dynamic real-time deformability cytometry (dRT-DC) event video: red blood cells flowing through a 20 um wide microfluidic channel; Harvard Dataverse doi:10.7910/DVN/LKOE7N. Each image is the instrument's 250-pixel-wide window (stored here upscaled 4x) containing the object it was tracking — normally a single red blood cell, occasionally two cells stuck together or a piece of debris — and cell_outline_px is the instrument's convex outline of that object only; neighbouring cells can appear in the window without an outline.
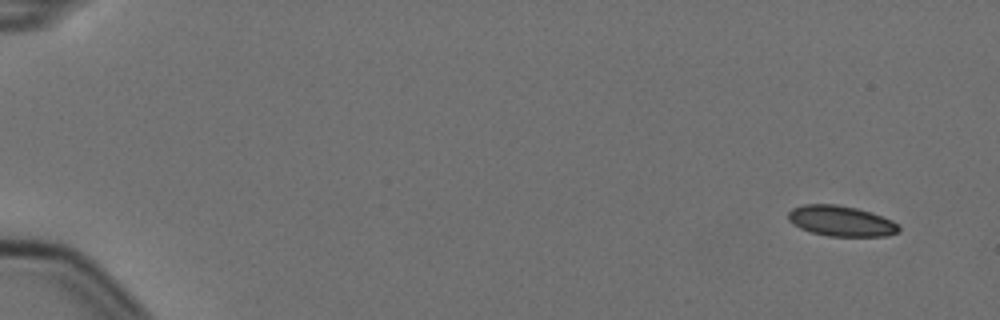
{"species": "Egyptian fruit bat (a non-hibernating species)", "species_latin": "Rousettus aegyptiacus", "temperature_condition": "cold", "stored_images_in_passage": 5, "camera_frame_rate_fps": 3000, "um_per_image_px": 0.085, "animal": {"sex": "female"}, "frame": {"image": 1, "passage_image": 1, "time_ms": 0.0, "image_size_px": [1000, 320], "cell_outline_px": [[900, 232], [888, 236], [828, 236], [812, 232], [800, 228], [792, 224], [788, 220], [788, 212], [792, 208], [804, 204], [836, 204], [856, 208], [872, 212], [892, 220], [900, 224]], "centroid_in_image_um": [71.51, 18.78], "position_along_channel_um": 13.5, "area_um2": 19.88}}
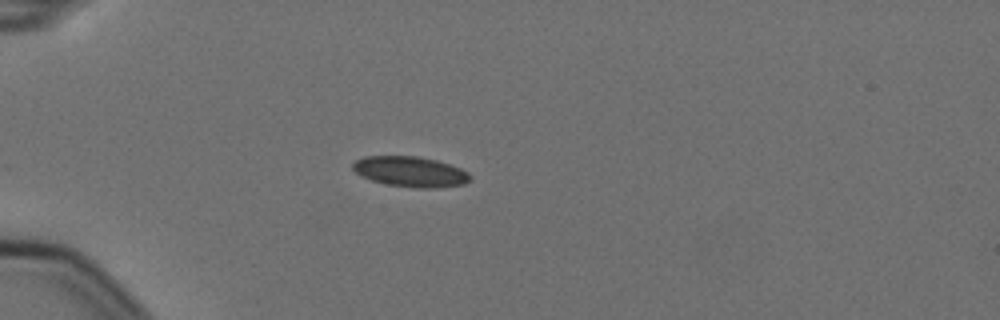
{"frame": {"image": 2, "passage_image": 5, "time_ms": 1.333, "image_size_px": [1000, 320], "cell_outline_px": [[472, 176], [464, 184], [436, 188], [416, 188], [388, 184], [372, 180], [360, 176], [352, 168], [352, 164], [356, 160], [364, 156], [416, 156], [436, 160], [460, 168], [468, 172]], "centroid_in_image_um": [34.87, 14.59], "position_along_channel_um": 50.1, "area_um2": 20.69}}